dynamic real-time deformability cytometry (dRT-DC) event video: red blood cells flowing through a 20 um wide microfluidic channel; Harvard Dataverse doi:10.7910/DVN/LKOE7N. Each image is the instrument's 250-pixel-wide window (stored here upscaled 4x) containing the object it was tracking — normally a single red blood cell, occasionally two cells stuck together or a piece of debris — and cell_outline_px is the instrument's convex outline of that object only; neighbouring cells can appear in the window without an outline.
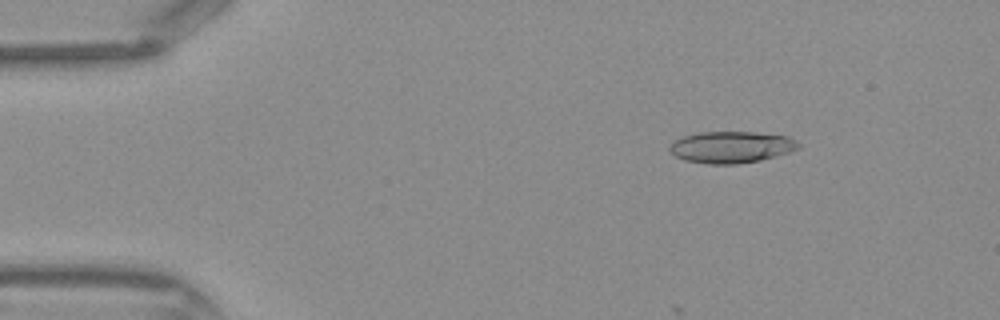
{"species": "Egyptian fruit bat (a non-hibernating species)", "species_latin": "Rousettus aegyptiacus", "temperature_condition": "warm", "stored_images_in_passage": 35, "camera_frame_rate_fps": 3000, "um_per_image_px": 0.085, "frame": {"image": 1, "passage_image": 3, "time_ms": 0.667, "image_size_px": [1000, 320], "cell_outline_px": [[800, 148], [776, 156], [760, 160], [736, 164], [708, 164], [684, 160], [676, 156], [668, 148], [676, 140], [684, 136], [700, 132], [756, 132], [788, 136], [796, 140], [800, 144]], "centroid_in_image_um": [62.19, 12.5], "position_along_channel_um": 22.8, "area_um2": 23.64}}
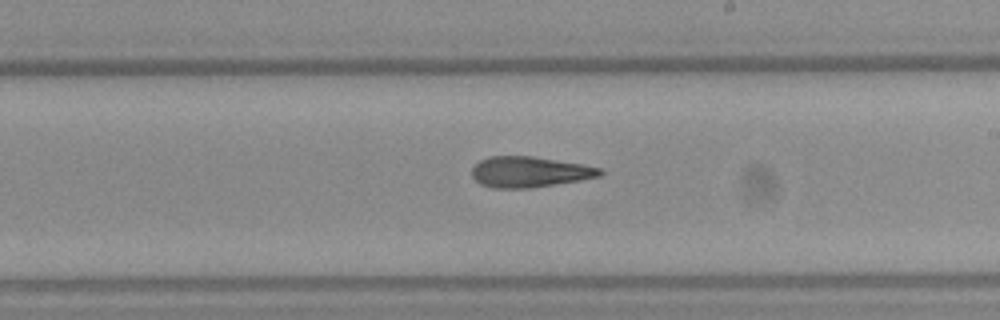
{"frame": {"image": 2, "passage_image": 22, "time_ms": 7.0, "image_size_px": [1000, 320], "cell_outline_px": [[604, 172], [600, 176], [580, 180], [528, 188], [492, 188], [480, 184], [472, 176], [472, 168], [480, 160], [488, 156], [532, 156], [584, 164], [604, 168]], "centroid_in_image_um": [45.03, 14.6], "position_along_channel_um": 244.0, "area_um2": 23.0}}
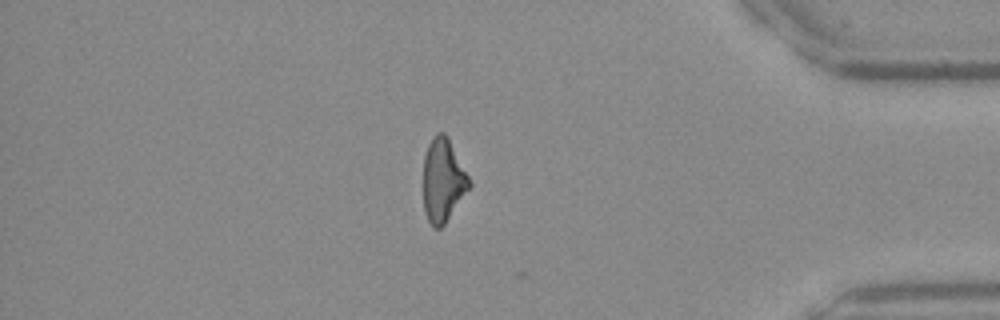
{"frame": {"image": 3, "passage_image": 34, "time_ms": 11.0, "image_size_px": [1000, 320], "cell_outline_px": [[472, 184], [444, 224], [440, 228], [432, 228], [424, 212], [424, 156], [428, 144], [432, 136], [436, 132], [444, 132], [448, 136]], "centroid_in_image_um": [37.64, 15.3], "position_along_channel_um": 397.6, "area_um2": 22.2}}